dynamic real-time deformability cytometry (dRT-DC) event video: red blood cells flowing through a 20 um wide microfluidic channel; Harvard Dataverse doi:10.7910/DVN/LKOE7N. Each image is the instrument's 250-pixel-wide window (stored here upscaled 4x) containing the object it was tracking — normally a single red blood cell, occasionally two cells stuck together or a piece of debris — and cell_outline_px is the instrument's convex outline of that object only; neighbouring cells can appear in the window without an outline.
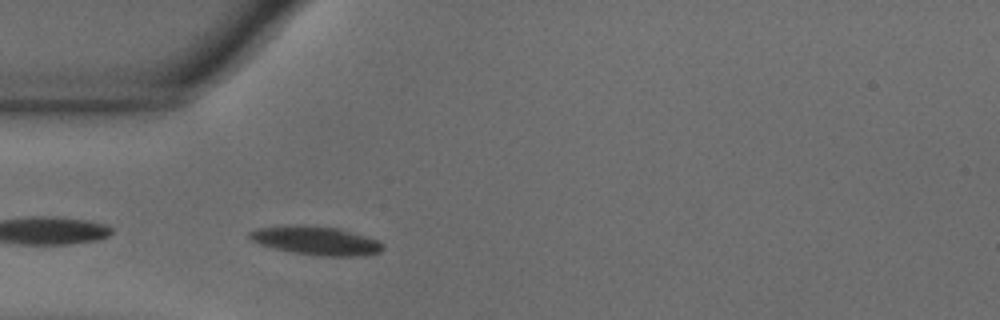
{"species": "common noctule bat (a hibernating species)", "species_latin": "Nyctalus noctula", "temperature_condition": "warm", "stored_images_in_passage": 40, "camera_frame_rate_fps": 3000, "um_per_image_px": 0.085, "animal": {"sex": "male", "body_mass_g": 18.8}, "frame": {"image": 1, "passage_image": 2, "time_ms": 0.333, "image_size_px": [1000, 320], "cell_outline_px": [[384, 248], [380, 252], [364, 256], [316, 256], [292, 252], [260, 244], [252, 240], [248, 236], [248, 232], [256, 228], [300, 224], [304, 224], [340, 228], [376, 240], [384, 244]], "centroid_in_image_um": [26.87, 20.45], "position_along_channel_um": 58.1, "area_um2": 22.37}}
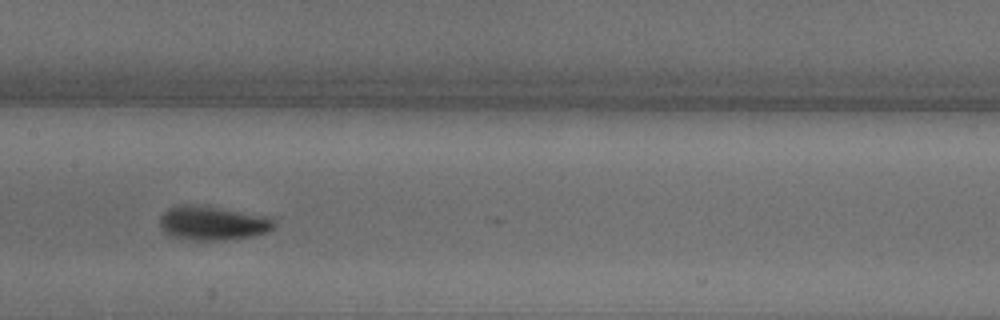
{"frame": {"image": 2, "passage_image": 13, "time_ms": 4.0, "image_size_px": [1000, 320], "cell_outline_px": [[276, 224], [268, 232], [252, 236], [224, 240], [196, 240], [172, 236], [160, 224], [160, 216], [168, 208], [180, 204], [192, 204], [224, 208], [272, 216], [276, 220]], "centroid_in_image_um": [18.16, 18.93], "position_along_channel_um": 189.2, "area_um2": 22.89}}
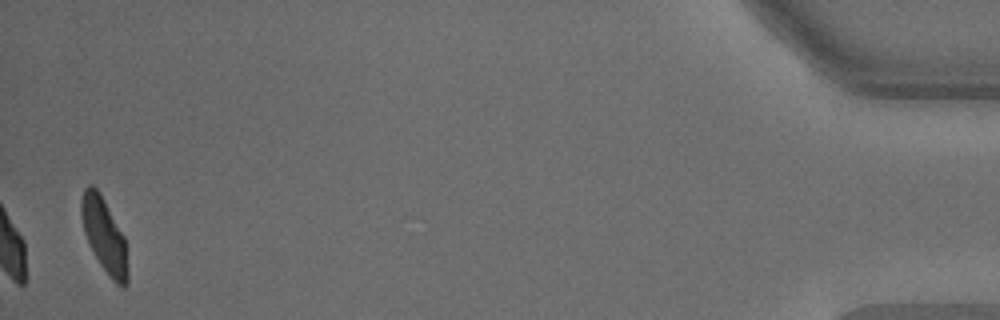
{"frame": {"image": 3, "passage_image": 40, "time_ms": 13.0, "image_size_px": [1000, 320], "cell_outline_px": [[128, 284], [124, 288], [120, 288], [112, 280], [100, 264], [84, 232], [80, 216], [80, 200], [84, 188], [88, 184], [92, 184], [100, 192], [124, 236], [128, 272]], "centroid_in_image_um": [8.85, 20.0], "position_along_channel_um": 426.3, "area_um2": 20.11}, "authors_computed_cell_mechanics": {"area_um2": 21.1837, "velocity_mm_per_s": 3.6339, "shape_relaxation_time_tau1_ms": 3.1166, "shape_relaxation_time_tau2_ms": 2.7806, "deformation_change_tau1": 0.1344, "deformation_change_tau2": 0.0794}}